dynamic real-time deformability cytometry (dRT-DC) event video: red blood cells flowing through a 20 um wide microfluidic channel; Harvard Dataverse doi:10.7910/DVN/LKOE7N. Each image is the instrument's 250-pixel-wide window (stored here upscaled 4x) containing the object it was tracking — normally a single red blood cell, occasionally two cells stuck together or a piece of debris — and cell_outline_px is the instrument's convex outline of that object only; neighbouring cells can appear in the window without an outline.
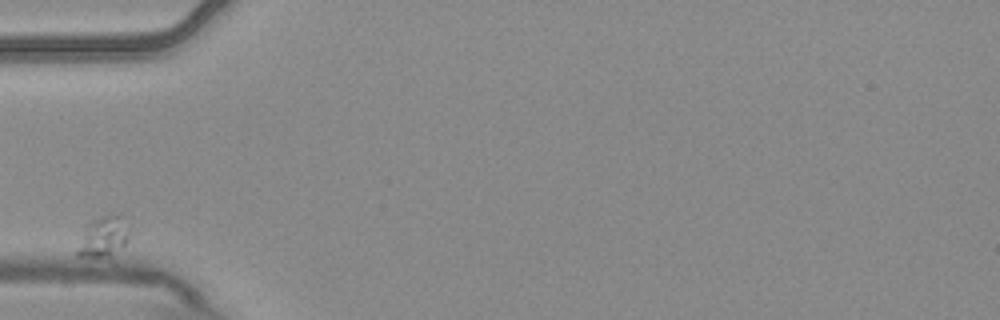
{"species": "common noctule bat (a hibernating species)", "species_latin": "Nyctalus noctula", "temperature_condition": "warm", "stored_images_in_passage": 2, "camera_frame_rate_fps": 3000, "um_per_image_px": 0.085, "animal": {"sex": "male", "body_mass_g": 20.4}, "frame": {"image": 1, "passage_image": 1, "time_ms": 0.0, "image_size_px": [1000, 320], "cell_outline_px": [[128, 240], [120, 248], [108, 256], [76, 256], [76, 252], [84, 232], [92, 220], [108, 212], [112, 212], [120, 216]], "centroid_in_image_um": [8.74, 20.1], "position_along_channel_um": 76.3, "area_um2": 11.44}}